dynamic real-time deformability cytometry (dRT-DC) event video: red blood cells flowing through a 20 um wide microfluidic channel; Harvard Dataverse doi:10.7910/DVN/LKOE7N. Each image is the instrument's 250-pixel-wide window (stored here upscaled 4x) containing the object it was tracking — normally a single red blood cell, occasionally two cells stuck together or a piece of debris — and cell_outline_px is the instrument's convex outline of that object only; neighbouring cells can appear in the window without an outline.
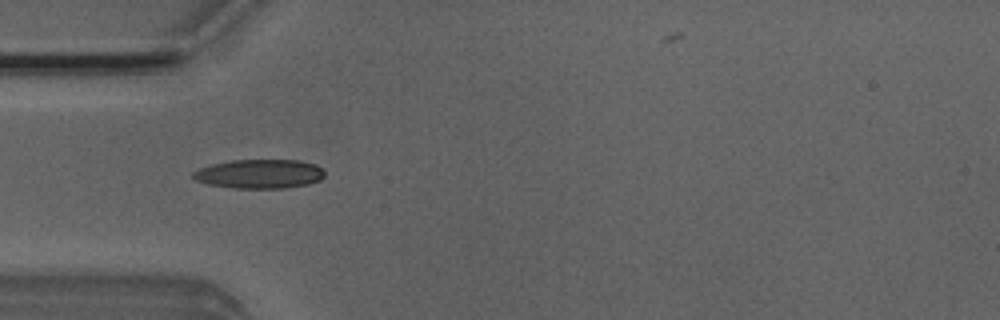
{"species": "Egyptian fruit bat (a non-hibernating species)", "species_latin": "Rousettus aegyptiacus", "temperature_condition": "room temperature", "stored_images_in_passage": 32, "camera_frame_rate_fps": 3000, "um_per_image_px": 0.085, "animal": {"sex": "male"}, "frame": {"image": 1, "passage_image": 1, "time_ms": 0.0, "image_size_px": [1000, 320], "cell_outline_px": [[324, 176], [320, 180], [308, 184], [284, 188], [232, 188], [208, 184], [196, 180], [192, 176], [192, 172], [200, 168], [212, 164], [232, 160], [296, 160], [316, 164], [324, 172]], "centroid_in_image_um": [22.05, 14.78], "position_along_channel_um": 63.0, "area_um2": 22.25}}
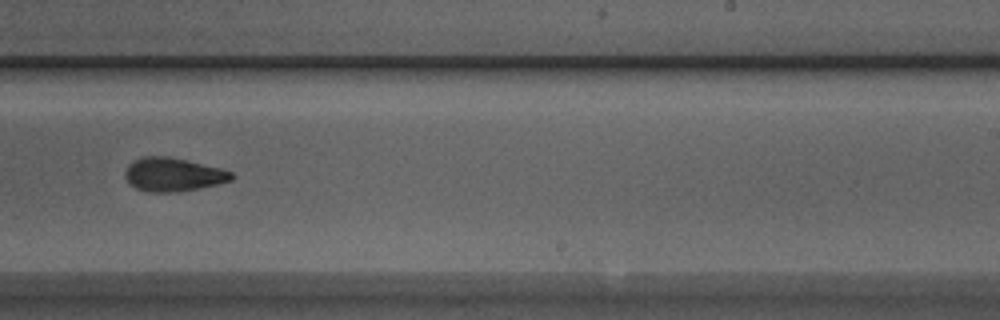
{"frame": {"image": 2, "passage_image": 17, "time_ms": 5.333, "image_size_px": [1000, 320], "cell_outline_px": [[236, 176], [232, 180], [200, 188], [180, 192], [148, 192], [136, 188], [124, 176], [124, 172], [128, 164], [144, 156], [168, 156], [220, 168], [232, 172]], "centroid_in_image_um": [14.72, 14.84], "position_along_channel_um": 274.3, "area_um2": 20.75}}
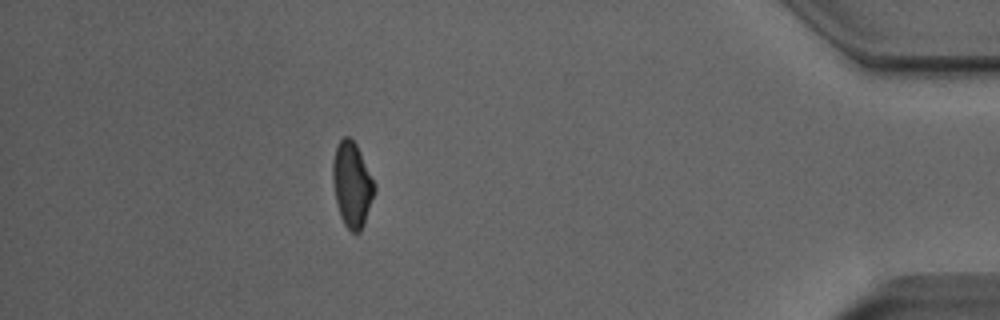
{"frame": {"image": 3, "passage_image": 31, "time_ms": 10.0, "image_size_px": [1000, 320], "cell_outline_px": [[376, 192], [364, 224], [360, 232], [352, 232], [344, 224], [340, 216], [336, 200], [332, 180], [332, 164], [336, 148], [340, 140], [344, 136], [348, 136], [356, 144], [376, 184]], "centroid_in_image_um": [29.94, 15.7], "position_along_channel_um": 405.3, "area_um2": 20.69}}